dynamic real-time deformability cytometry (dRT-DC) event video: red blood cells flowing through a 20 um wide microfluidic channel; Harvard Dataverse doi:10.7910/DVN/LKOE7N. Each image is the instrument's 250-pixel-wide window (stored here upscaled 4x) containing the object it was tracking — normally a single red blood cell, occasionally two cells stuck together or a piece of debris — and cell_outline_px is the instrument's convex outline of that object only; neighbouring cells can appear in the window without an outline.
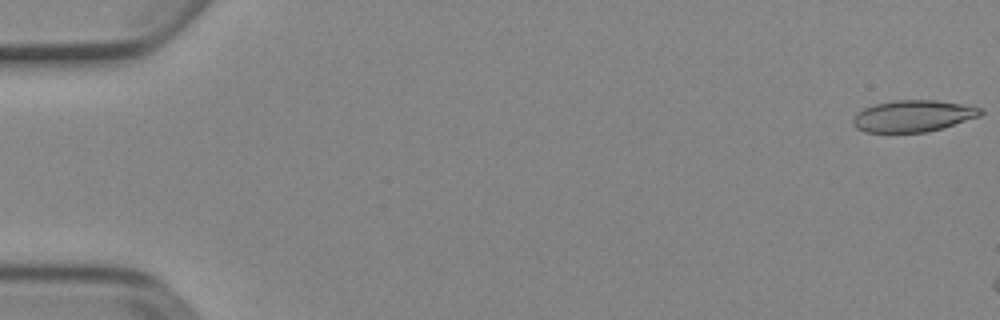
{"species": "Egyptian fruit bat (a non-hibernating species)", "species_latin": "Rousettus aegyptiacus", "temperature_condition": "cold", "stored_images_in_passage": 3, "camera_frame_rate_fps": 3000, "um_per_image_px": 0.085, "animal": {"sex": "female"}, "frame": {"image": 1, "passage_image": 1, "time_ms": 0.0, "image_size_px": [1000, 320], "cell_outline_px": [[984, 112], [980, 116], [944, 128], [928, 132], [864, 132], [856, 128], [852, 124], [852, 120], [856, 112], [864, 108], [876, 104], [896, 100], [936, 100], [960, 104], [980, 108]], "centroid_in_image_um": [77.59, 9.87], "position_along_channel_um": 7.4, "area_um2": 23.52}}